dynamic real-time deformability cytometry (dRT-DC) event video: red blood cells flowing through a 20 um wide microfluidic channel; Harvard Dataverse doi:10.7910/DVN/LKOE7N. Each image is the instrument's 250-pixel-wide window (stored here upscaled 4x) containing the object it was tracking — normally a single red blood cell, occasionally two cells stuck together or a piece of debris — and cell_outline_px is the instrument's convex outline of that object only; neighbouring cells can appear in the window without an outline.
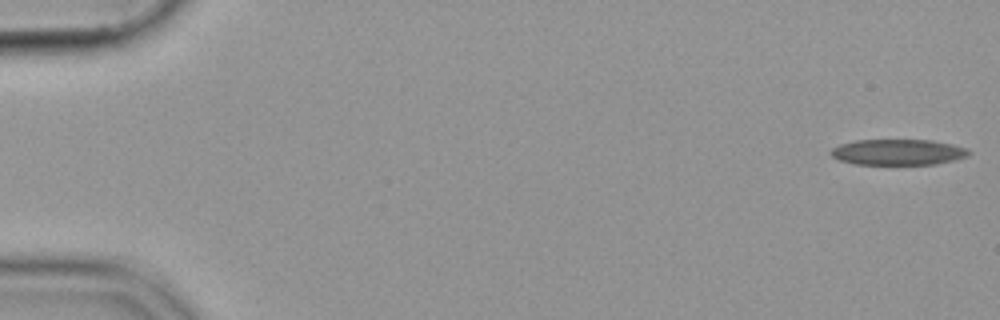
{"species": "common noctule bat (a hibernating species)", "species_latin": "Nyctalus noctula", "temperature_condition": "cold", "stored_images_in_passage": 15, "camera_frame_rate_fps": 3000, "um_per_image_px": 0.085, "animal": {"sex": "female", "body_mass_g": 19.9}, "frame": {"image": 1, "passage_image": 1, "time_ms": 0.0, "image_size_px": [1000, 320], "cell_outline_px": [[972, 152], [968, 156], [936, 164], [856, 164], [840, 160], [832, 156], [828, 152], [832, 148], [840, 144], [856, 140], [932, 140], [952, 144], [968, 148]], "centroid_in_image_um": [76.34, 12.92], "position_along_channel_um": 8.7, "area_um2": 20.75}}
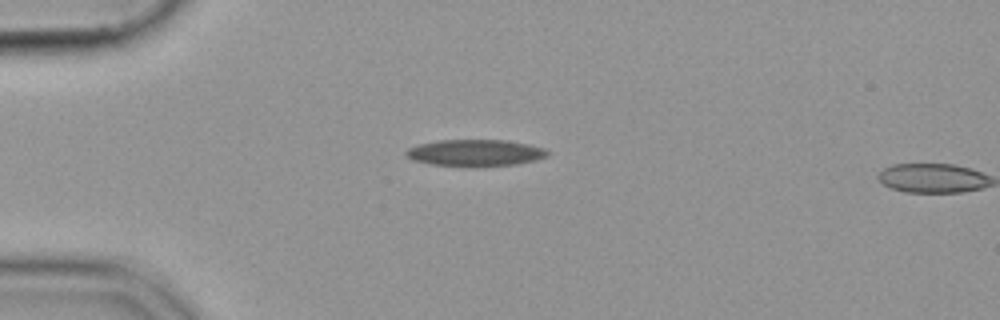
{"frame": {"image": 2, "passage_image": 14, "time_ms": 4.333, "image_size_px": [1000, 320], "cell_outline_px": [[548, 156], [536, 160], [516, 164], [472, 168], [432, 164], [412, 160], [404, 156], [404, 152], [408, 148], [420, 144], [440, 140], [508, 140], [528, 144], [544, 148], [548, 152]], "centroid_in_image_um": [40.38, 13.01], "position_along_channel_um": 44.6, "area_um2": 22.37}}